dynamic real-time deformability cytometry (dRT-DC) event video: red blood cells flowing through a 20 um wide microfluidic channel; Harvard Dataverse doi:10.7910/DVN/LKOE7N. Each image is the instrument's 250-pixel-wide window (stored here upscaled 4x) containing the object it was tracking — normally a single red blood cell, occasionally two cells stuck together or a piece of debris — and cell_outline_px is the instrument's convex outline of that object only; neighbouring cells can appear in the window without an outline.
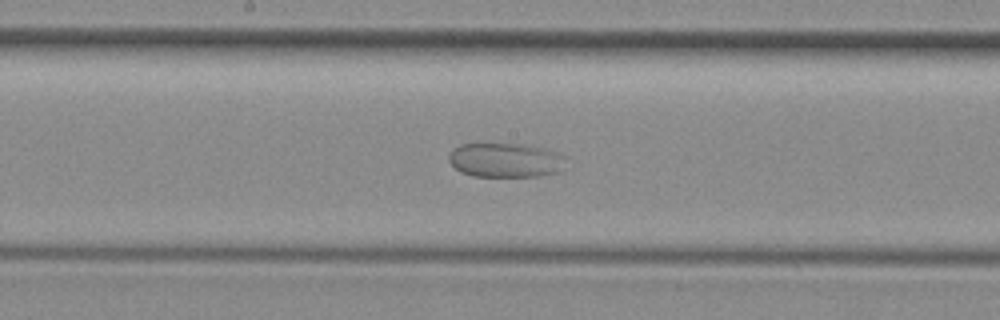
{"species": "common noctule bat (a hibernating species)", "species_latin": "Nyctalus noctula", "temperature_condition": "room temperature", "stored_images_in_passage": 41, "camera_frame_rate_fps": 3000, "um_per_image_px": 0.085, "animal": {"sex": "female", "body_mass_g": 29.2, "forearm_length_mm": 56.3}, "frame": {"image": 1, "passage_image": 19, "time_ms": 6.0, "image_size_px": [1000, 320], "cell_outline_px": [[572, 168], [560, 172], [540, 176], [472, 176], [460, 172], [448, 160], [448, 156], [452, 148], [460, 144], [528, 144], [544, 148], [556, 152]], "centroid_in_image_um": [43.01, 13.62], "position_along_channel_um": 205.2, "area_um2": 23.87}}
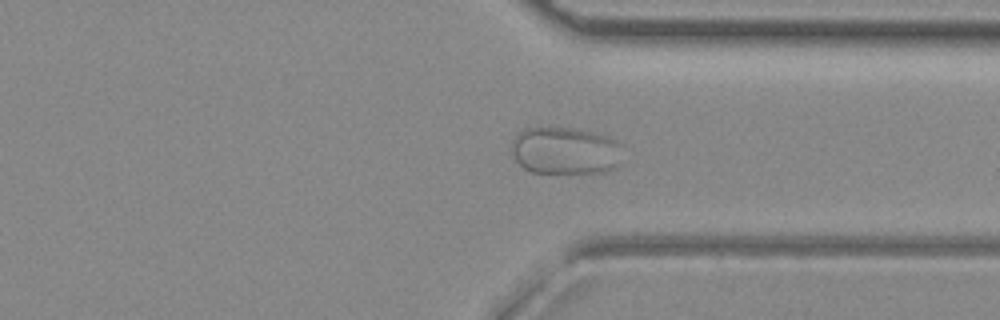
{"frame": {"image": 2, "passage_image": 31, "time_ms": 10.0, "image_size_px": [1000, 320], "cell_outline_px": [[624, 144], [620, 164], [616, 168], [604, 172], [532, 172], [524, 168], [516, 160], [512, 152], [512, 140], [524, 128], [576, 128], [608, 136]], "centroid_in_image_um": [48.11, 12.8], "position_along_channel_um": 363.3, "area_um2": 30.87}}
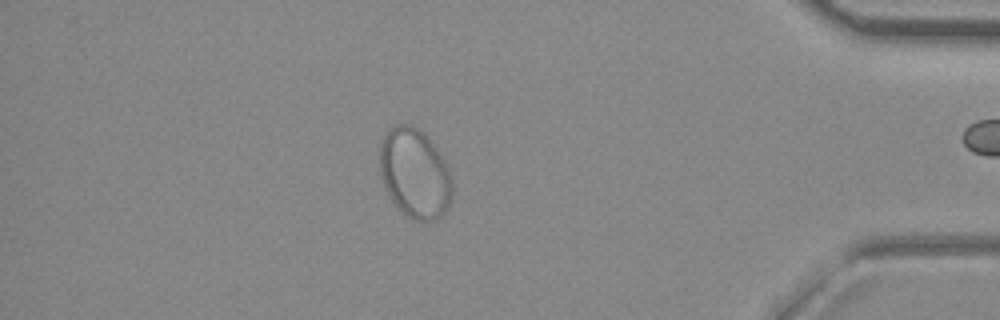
{"frame": {"image": 3, "passage_image": 37, "time_ms": 12.0, "image_size_px": [1000, 320], "cell_outline_px": [[452, 192], [448, 208], [436, 220], [412, 220], [388, 196], [380, 172], [380, 144], [388, 128], [396, 124], [412, 124], [424, 132], [428, 136], [444, 160], [452, 176]], "centroid_in_image_um": [35.26, 14.7], "position_along_channel_um": 399.9, "area_um2": 37.92}}